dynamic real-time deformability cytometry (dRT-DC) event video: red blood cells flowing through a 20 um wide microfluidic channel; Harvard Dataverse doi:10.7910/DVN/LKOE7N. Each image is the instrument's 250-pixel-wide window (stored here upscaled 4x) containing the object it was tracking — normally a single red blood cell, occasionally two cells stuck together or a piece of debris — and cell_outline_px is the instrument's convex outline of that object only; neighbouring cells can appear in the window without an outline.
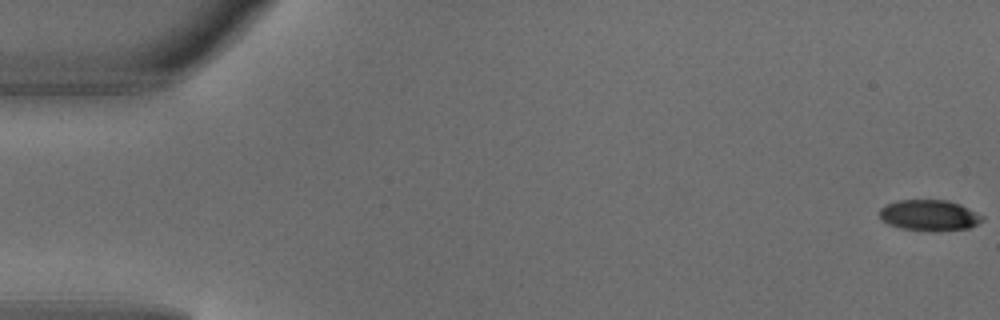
{"species": "common noctule bat (a hibernating species)", "species_latin": "Nyctalus noctula", "temperature_condition": "warm", "stored_images_in_passage": 5, "camera_frame_rate_fps": 3000, "um_per_image_px": 0.085, "animal": {"sex": "male", "body_mass_g": 18.8}, "frame": {"image": 1, "passage_image": 1, "time_ms": 0.0, "image_size_px": [1000, 320], "cell_outline_px": [[984, 220], [968, 228], [900, 228], [888, 224], [880, 220], [880, 208], [896, 200], [948, 200], [960, 204], [984, 216]], "centroid_in_image_um": [78.96, 18.24], "position_along_channel_um": 6.0, "area_um2": 17.69}}
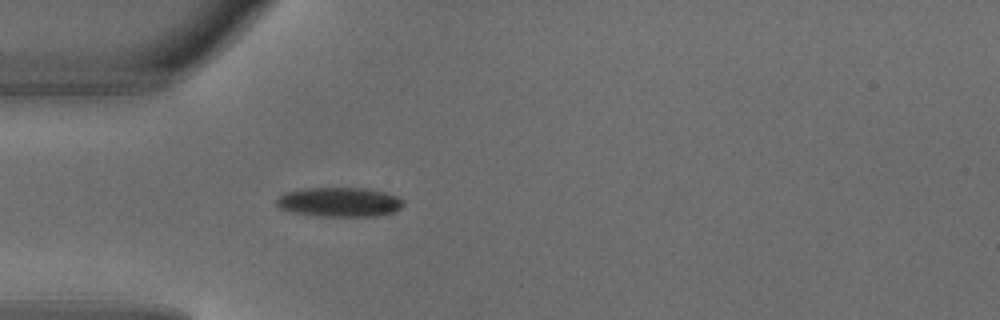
{"frame": {"image": 2, "passage_image": 5, "time_ms": 1.333, "image_size_px": [1000, 320], "cell_outline_px": [[404, 204], [400, 208], [392, 212], [376, 216], [316, 216], [292, 212], [280, 208], [276, 204], [276, 200], [284, 192], [304, 188], [364, 188], [384, 192], [396, 196], [404, 200]], "centroid_in_image_um": [28.83, 17.17], "position_along_channel_um": 56.2, "area_um2": 21.73}}